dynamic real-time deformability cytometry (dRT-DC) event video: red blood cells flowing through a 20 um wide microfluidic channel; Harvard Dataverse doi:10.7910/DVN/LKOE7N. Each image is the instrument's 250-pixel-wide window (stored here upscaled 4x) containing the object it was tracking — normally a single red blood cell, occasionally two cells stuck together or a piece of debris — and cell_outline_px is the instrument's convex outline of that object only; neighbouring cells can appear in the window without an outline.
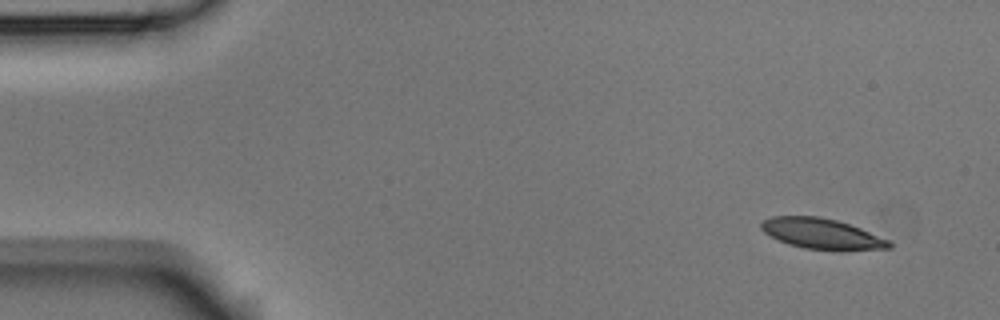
{"species": "Egyptian fruit bat (a non-hibernating species)", "species_latin": "Rousettus aegyptiacus", "temperature_condition": "room temperature", "stored_images_in_passage": 5, "camera_frame_rate_fps": 3000, "um_per_image_px": 0.085, "animal": {"sex": "male"}, "frame": {"image": 1, "passage_image": 1, "time_ms": 0.0, "image_size_px": [1000, 320], "cell_outline_px": [[892, 248], [840, 252], [836, 252], [804, 248], [788, 244], [764, 232], [760, 228], [760, 224], [764, 220], [772, 216], [820, 216], [836, 220], [860, 228], [888, 240], [892, 244]], "centroid_in_image_um": [69.88, 19.9], "position_along_channel_um": 15.1, "area_um2": 23.06}}
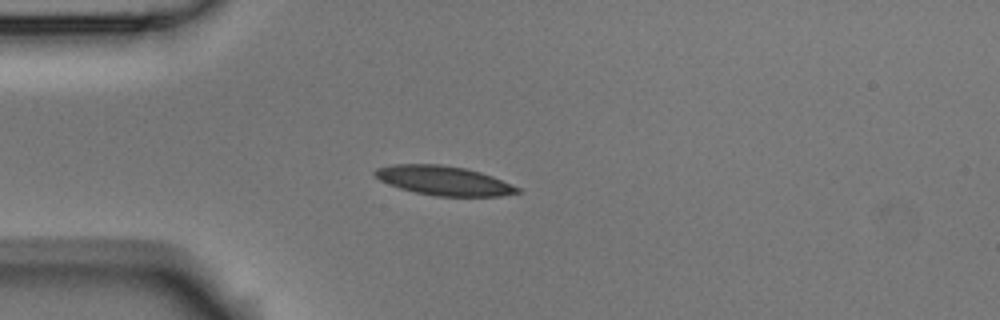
{"frame": {"image": 2, "passage_image": 4, "time_ms": 1.0, "image_size_px": [1000, 320], "cell_outline_px": [[524, 192], [500, 196], [436, 196], [416, 192], [400, 188], [388, 184], [380, 180], [372, 172], [376, 168], [392, 164], [440, 164], [464, 168], [480, 172], [492, 176], [520, 188]], "centroid_in_image_um": [37.72, 15.35], "position_along_channel_um": 47.3, "area_um2": 24.28}}